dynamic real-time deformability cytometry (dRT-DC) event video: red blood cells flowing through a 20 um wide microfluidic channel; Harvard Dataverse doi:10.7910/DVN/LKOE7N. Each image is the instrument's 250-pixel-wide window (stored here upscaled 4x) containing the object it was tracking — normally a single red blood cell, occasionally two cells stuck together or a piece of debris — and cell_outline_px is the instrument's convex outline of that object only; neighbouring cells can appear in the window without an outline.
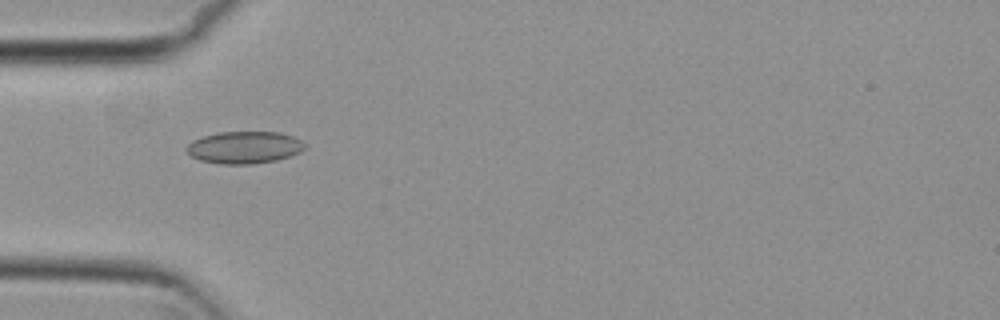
{"species": "common noctule bat (a hibernating species)", "species_latin": "Nyctalus noctula", "temperature_condition": "cold", "stored_images_in_passage": 45, "camera_frame_rate_fps": 3000, "um_per_image_px": 0.085, "animal": {"sex": "female", "body_mass_g": 29.2, "forearm_length_mm": 56.3}, "frame": {"image": 1, "passage_image": 8, "time_ms": 2.333, "image_size_px": [1000, 320], "cell_outline_px": [[304, 148], [300, 152], [276, 160], [252, 164], [220, 164], [200, 160], [192, 156], [184, 148], [192, 140], [204, 136], [220, 132], [280, 132], [292, 136], [300, 140], [304, 144]], "centroid_in_image_um": [20.74, 12.53], "position_along_channel_um": 64.3, "area_um2": 22.02}}
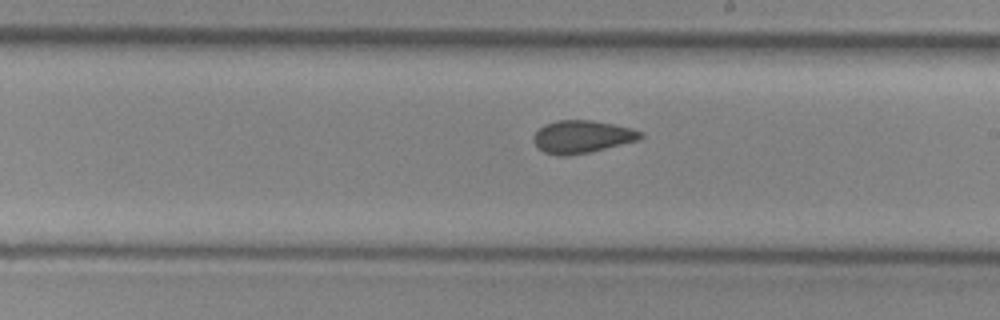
{"frame": {"image": 2, "passage_image": 22, "time_ms": 7.0, "image_size_px": [1000, 320], "cell_outline_px": [[644, 136], [640, 140], [588, 152], [564, 156], [556, 156], [544, 152], [532, 140], [532, 136], [544, 124], [556, 120], [592, 120], [632, 128], [644, 132]], "centroid_in_image_um": [49.48, 11.61], "position_along_channel_um": 239.5, "area_um2": 20.4}}
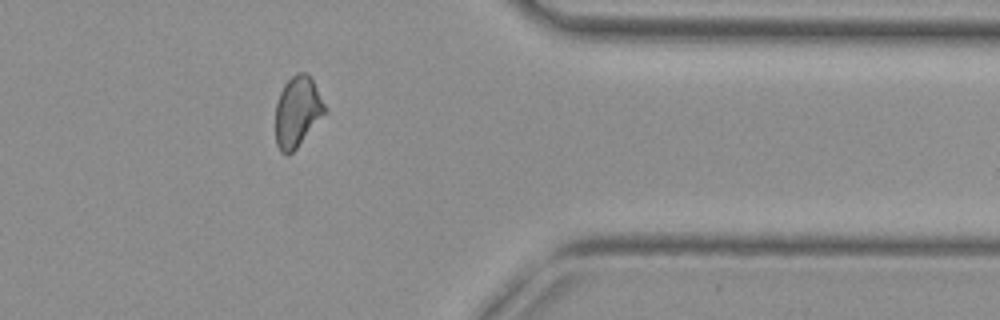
{"frame": {"image": 3, "passage_image": 35, "time_ms": 11.333, "image_size_px": [1000, 320], "cell_outline_px": [[324, 112], [296, 148], [288, 156], [284, 156], [280, 152], [276, 144], [276, 104], [280, 92], [284, 84], [296, 72], [304, 72], [312, 76], [324, 104]], "centroid_in_image_um": [25.24, 9.47], "position_along_channel_um": 386.2, "area_um2": 19.94}, "authors_computed_cell_mechanics": {"area_um2": 20.4034, "velocity_mm_per_s": 3.775, "shape_relaxation_time_tau1_ms": null, "shape_relaxation_time_tau2_ms": 1.7739, "deformation_change_tau1": null, "deformation_change_tau2": 0.0705}}